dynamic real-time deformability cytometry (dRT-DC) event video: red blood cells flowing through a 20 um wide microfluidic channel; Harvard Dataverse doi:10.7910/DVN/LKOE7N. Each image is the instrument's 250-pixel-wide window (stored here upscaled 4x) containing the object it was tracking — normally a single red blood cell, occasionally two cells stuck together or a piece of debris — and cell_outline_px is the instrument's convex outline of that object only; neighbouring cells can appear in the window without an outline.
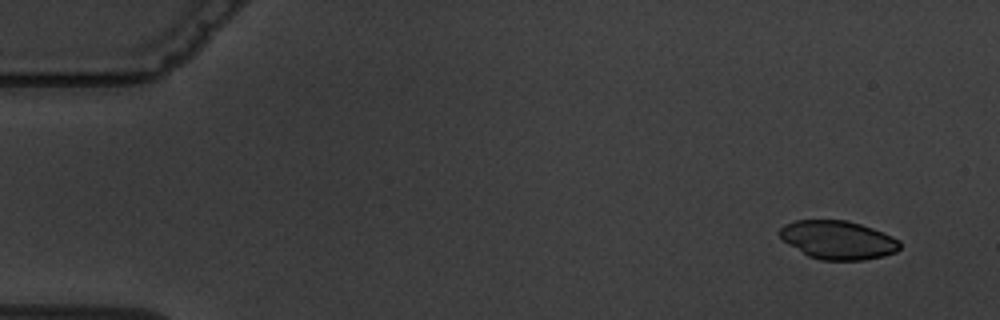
{"species": "common noctule bat (a hibernating species)", "species_latin": "Nyctalus noctula", "temperature_condition": "warm", "stored_images_in_passage": 5, "camera_frame_rate_fps": 3000, "um_per_image_px": 0.085, "animal": {"sex": "male", "body_mass_g": 19.5, "forearm_length_mm": 54.6}, "frame": {"image": 1, "passage_image": 1, "time_ms": 0.0, "image_size_px": [1000, 320], "cell_outline_px": [[900, 248], [896, 252], [884, 256], [864, 260], [820, 260], [808, 256], [788, 244], [780, 236], [780, 228], [784, 224], [796, 220], [848, 220], [884, 232], [900, 240]], "centroid_in_image_um": [71.25, 20.4], "position_along_channel_um": 13.8, "area_um2": 27.05}}